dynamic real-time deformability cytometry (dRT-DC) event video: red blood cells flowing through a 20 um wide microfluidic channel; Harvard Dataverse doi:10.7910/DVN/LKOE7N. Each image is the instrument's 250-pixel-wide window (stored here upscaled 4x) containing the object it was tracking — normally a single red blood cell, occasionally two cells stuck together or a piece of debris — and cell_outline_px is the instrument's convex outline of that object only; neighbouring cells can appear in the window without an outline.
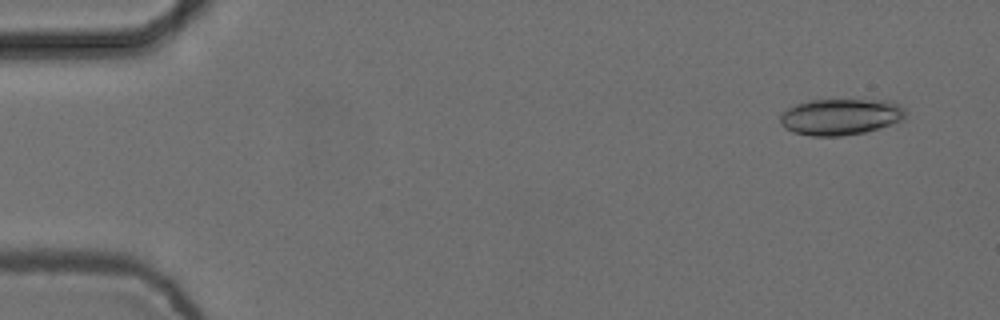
{"species": "common noctule bat (a hibernating species)", "species_latin": "Nyctalus noctula", "temperature_condition": "cold", "stored_images_in_passage": 4, "camera_frame_rate_fps": 3000, "um_per_image_px": 0.085, "animal": {"sex": "female", "body_mass_g": 24.6, "forearm_length_mm": 56.2}, "frame": {"image": 1, "passage_image": 1, "time_ms": 0.0, "image_size_px": [1000, 320], "cell_outline_px": [[904, 120], [880, 128], [864, 132], [840, 136], [812, 136], [792, 132], [784, 128], [780, 124], [780, 112], [796, 104], [812, 100], [892, 100], [900, 104], [904, 108]], "centroid_in_image_um": [71.44, 9.92], "position_along_channel_um": 13.6, "area_um2": 26.76}}
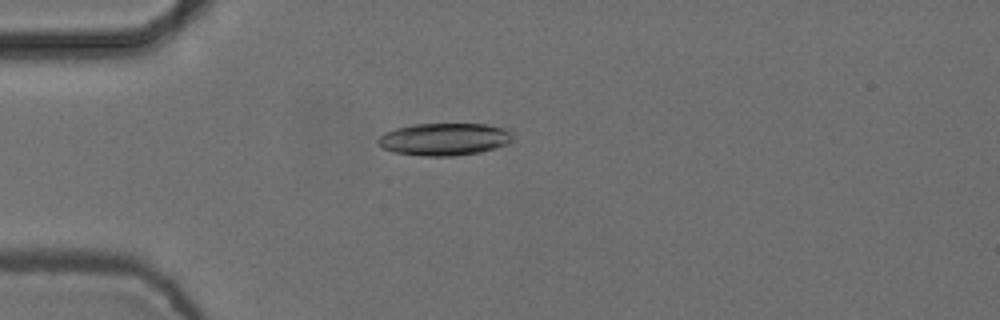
{"frame": {"image": 2, "passage_image": 4, "time_ms": 1.0, "image_size_px": [1000, 320], "cell_outline_px": [[512, 140], [508, 144], [496, 148], [480, 152], [452, 156], [424, 156], [392, 152], [384, 148], [376, 140], [384, 132], [396, 128], [412, 124], [484, 124], [512, 128]], "centroid_in_image_um": [37.82, 11.82], "position_along_channel_um": 47.2, "area_um2": 25.72}}